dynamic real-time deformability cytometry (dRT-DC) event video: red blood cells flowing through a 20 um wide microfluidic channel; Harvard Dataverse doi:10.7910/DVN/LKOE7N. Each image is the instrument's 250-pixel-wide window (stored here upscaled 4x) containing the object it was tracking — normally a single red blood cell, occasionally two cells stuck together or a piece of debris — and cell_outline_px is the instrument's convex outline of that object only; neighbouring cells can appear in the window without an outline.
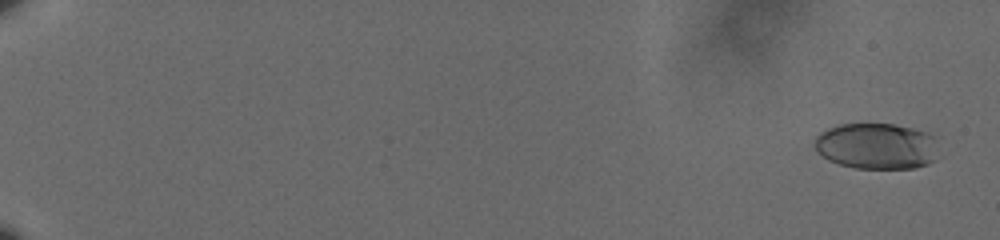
{"species": "human", "species_latin": "Homo sapiens", "temperature_condition": "cold", "stored_images_in_passage": 62, "camera_frame_rate_fps": 3000, "um_per_image_px": 0.085, "donor": {"sex": "male"}, "frame": {"image": 1, "passage_image": 3, "time_ms": 0.667, "image_size_px": [1000, 240], "cell_outline_px": [[932, 160], [928, 164], [912, 168], [856, 168], [840, 164], [828, 160], [816, 152], [816, 136], [820, 132], [836, 124], [892, 124], [912, 128], [924, 132], [932, 136]], "centroid_in_image_um": [74.39, 12.41], "position_along_channel_um": 10.6, "area_um2": 32.54}}
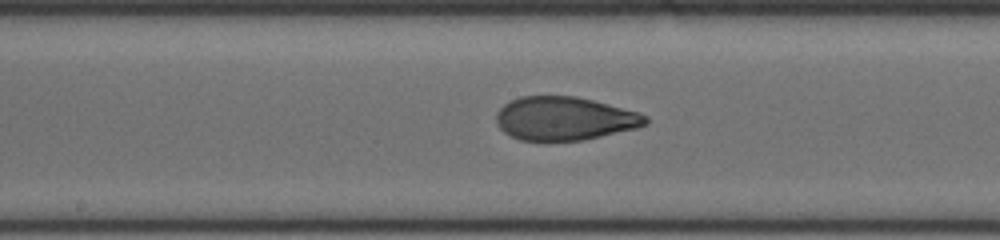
{"frame": {"image": 2, "passage_image": 37, "time_ms": 12.0, "image_size_px": [1000, 240], "cell_outline_px": [[648, 124], [636, 128], [584, 140], [520, 140], [504, 132], [496, 124], [496, 112], [504, 104], [520, 96], [576, 96], [640, 112], [648, 116]], "centroid_in_image_um": [47.99, 10.07], "position_along_channel_um": 200.2, "area_um2": 37.8}}
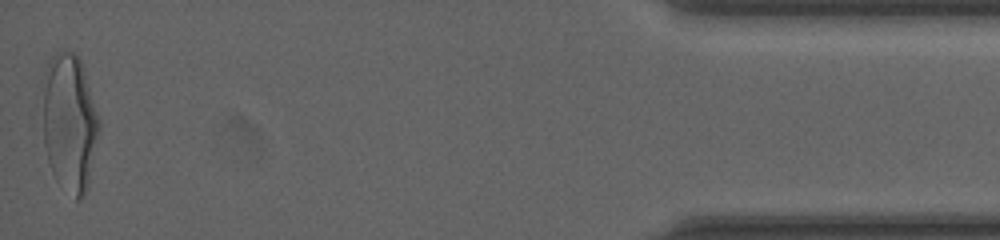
{"frame": {"image": 3, "passage_image": 62, "time_ms": 20.333, "image_size_px": [1000, 240], "cell_outline_px": [[100, 128], [88, 184], [84, 196], [80, 200], [76, 200], [52, 172], [48, 160], [44, 144], [44, 68], [52, 56], [56, 52], [76, 52], [80, 60], [100, 120]], "centroid_in_image_um": [5.92, 10.4], "position_along_channel_um": 429.3, "area_um2": 44.68}, "authors_computed_cell_mechanics": {"area_um2": 37.9457, "velocity_mm_per_s": 3.5992, "shape_relaxation_time_tau1_ms": 6.2237, "shape_relaxation_time_tau2_ms": 1.0829, "deformation_change_tau1": 0.2038, "deformation_change_tau2": 0.069}}